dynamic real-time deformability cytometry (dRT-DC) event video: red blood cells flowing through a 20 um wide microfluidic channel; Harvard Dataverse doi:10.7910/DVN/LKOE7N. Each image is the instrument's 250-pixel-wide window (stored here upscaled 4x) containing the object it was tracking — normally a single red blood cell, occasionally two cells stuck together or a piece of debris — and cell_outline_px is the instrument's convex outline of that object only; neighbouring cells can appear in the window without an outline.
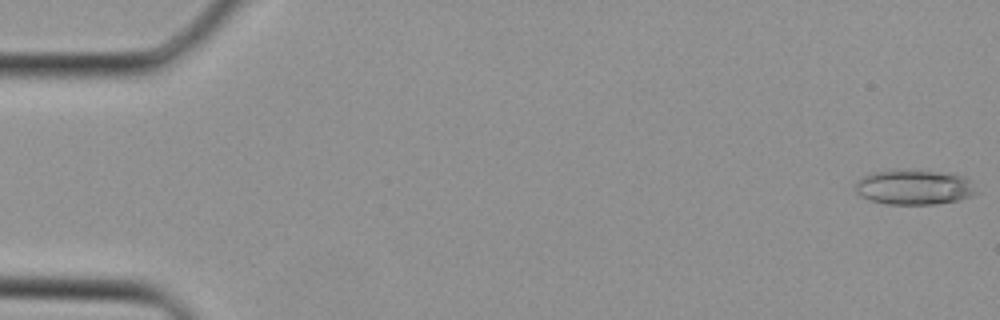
{"species": "Egyptian fruit bat (a non-hibernating species)", "species_latin": "Rousettus aegyptiacus", "temperature_condition": "cold", "stored_images_in_passage": 36, "camera_frame_rate_fps": 3000, "um_per_image_px": 0.085, "animal": {"sex": "female"}, "frame": {"image": 1, "passage_image": 1, "time_ms": 0.0, "image_size_px": [1000, 320], "cell_outline_px": [[976, 192], [972, 196], [960, 200], [936, 204], [884, 204], [860, 196], [856, 192], [856, 184], [864, 176], [872, 172], [900, 168], [936, 172], [964, 176], [968, 180]], "centroid_in_image_um": [77.67, 15.91], "position_along_channel_um": 7.3, "area_um2": 24.57}}
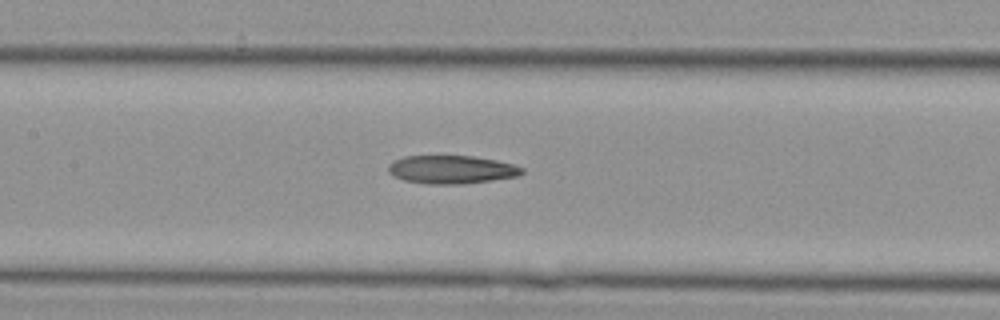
{"frame": {"image": 2, "passage_image": 17, "time_ms": 5.333, "image_size_px": [1000, 320], "cell_outline_px": [[524, 172], [520, 176], [492, 180], [460, 184], [428, 184], [404, 180], [392, 176], [388, 172], [388, 164], [404, 156], [472, 156], [496, 160], [512, 164], [524, 168]], "centroid_in_image_um": [38.38, 14.41], "position_along_channel_um": 169.0, "area_um2": 22.02}}
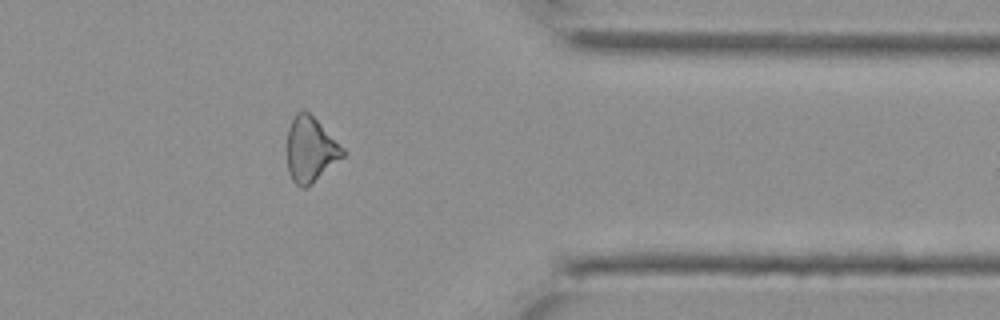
{"frame": {"image": 3, "passage_image": 29, "time_ms": 9.333, "image_size_px": [1000, 320], "cell_outline_px": [[344, 156], [312, 184], [304, 188], [300, 188], [292, 180], [288, 172], [288, 128], [296, 112], [304, 108], [344, 148]], "centroid_in_image_um": [26.38, 12.72], "position_along_channel_um": 385.0, "area_um2": 20.92}}